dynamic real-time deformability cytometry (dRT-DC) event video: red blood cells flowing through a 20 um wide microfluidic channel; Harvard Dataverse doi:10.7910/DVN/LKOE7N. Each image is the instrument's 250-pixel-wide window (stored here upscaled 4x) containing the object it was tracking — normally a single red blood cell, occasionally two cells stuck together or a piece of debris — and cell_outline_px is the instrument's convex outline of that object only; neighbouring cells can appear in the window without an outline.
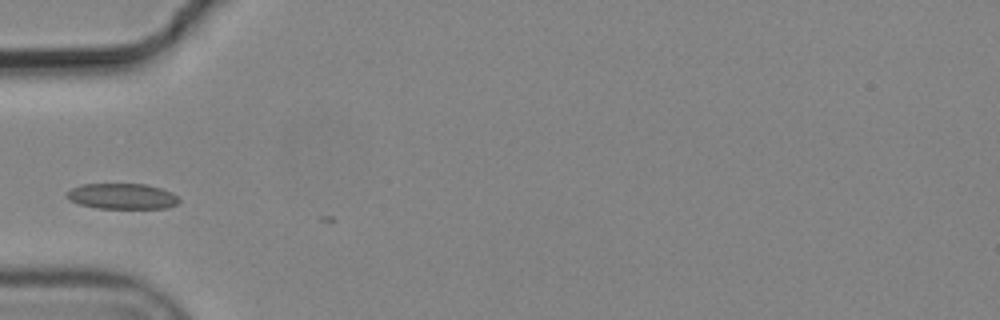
{"species": "common noctule bat (a hibernating species)", "species_latin": "Nyctalus noctula", "temperature_condition": "cold", "stored_images_in_passage": 2, "camera_frame_rate_fps": 3000, "um_per_image_px": 0.085, "animal": {"sex": "male", "body_mass_g": 19.2, "forearm_length_mm": 51.8}, "frame": {"image": 1, "passage_image": 2, "time_ms": 0.333, "image_size_px": [1000, 320], "cell_outline_px": [[180, 204], [168, 208], [96, 208], [80, 204], [68, 200], [68, 192], [72, 188], [80, 184], [148, 184], [172, 192], [180, 200]], "centroid_in_image_um": [10.43, 16.68], "position_along_channel_um": 74.6, "area_um2": 16.82}}